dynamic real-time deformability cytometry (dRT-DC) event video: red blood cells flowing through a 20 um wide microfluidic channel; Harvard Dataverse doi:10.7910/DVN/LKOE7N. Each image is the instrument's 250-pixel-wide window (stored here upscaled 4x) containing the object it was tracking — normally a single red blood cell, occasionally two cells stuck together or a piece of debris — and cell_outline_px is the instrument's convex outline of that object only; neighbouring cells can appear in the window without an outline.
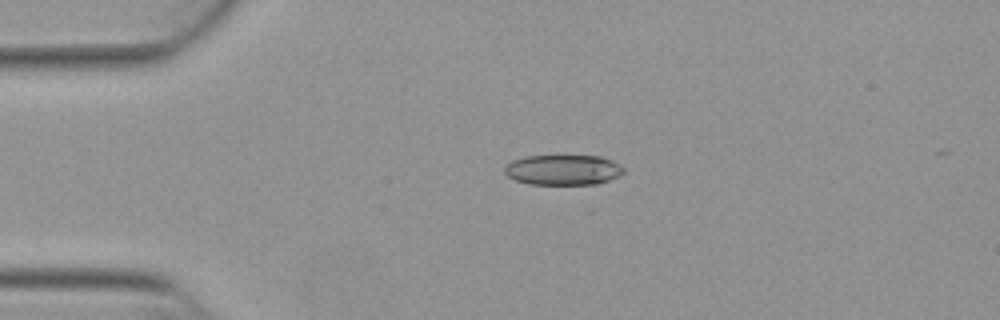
{"species": "Egyptian fruit bat (a non-hibernating species)", "species_latin": "Rousettus aegyptiacus", "temperature_condition": "warm", "stored_images_in_passage": 38, "camera_frame_rate_fps": 3000, "um_per_image_px": 0.085, "animal": {"sex": "female"}, "frame": {"image": 1, "passage_image": 1, "time_ms": 0.0, "image_size_px": [1000, 320], "cell_outline_px": [[624, 172], [620, 176], [596, 184], [528, 184], [516, 180], [508, 176], [504, 172], [504, 168], [512, 160], [524, 156], [600, 156], [612, 160], [620, 164], [624, 168]], "centroid_in_image_um": [47.88, 14.43], "position_along_channel_um": 37.1, "area_um2": 21.04}}
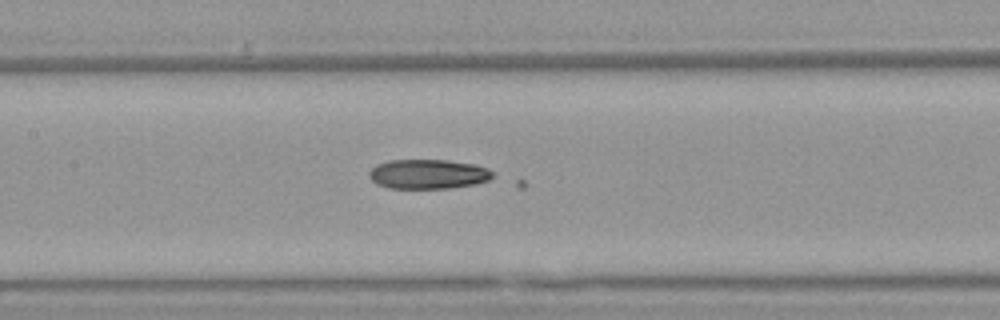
{"frame": {"image": 2, "passage_image": 14, "time_ms": 4.333, "image_size_px": [1000, 320], "cell_outline_px": [[496, 176], [488, 180], [476, 184], [452, 188], [388, 188], [376, 184], [368, 176], [368, 172], [376, 164], [388, 160], [448, 160], [472, 164], [488, 168], [496, 172]], "centroid_in_image_um": [36.41, 14.8], "position_along_channel_um": 171.0, "area_um2": 21.56}}
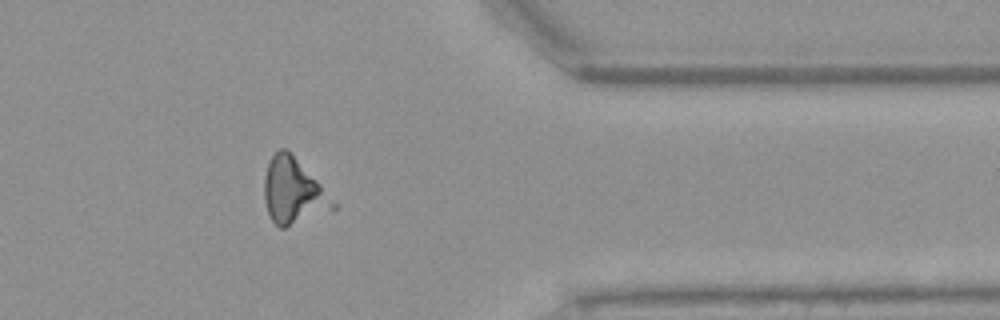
{"frame": {"image": 3, "passage_image": 32, "time_ms": 10.333, "image_size_px": [1000, 320], "cell_outline_px": [[320, 192], [284, 228], [280, 228], [272, 220], [268, 212], [264, 200], [264, 176], [268, 164], [272, 156], [280, 148], [284, 148], [320, 184]], "centroid_in_image_um": [24.44, 15.98], "position_along_channel_um": 387.0, "area_um2": 20.58}}